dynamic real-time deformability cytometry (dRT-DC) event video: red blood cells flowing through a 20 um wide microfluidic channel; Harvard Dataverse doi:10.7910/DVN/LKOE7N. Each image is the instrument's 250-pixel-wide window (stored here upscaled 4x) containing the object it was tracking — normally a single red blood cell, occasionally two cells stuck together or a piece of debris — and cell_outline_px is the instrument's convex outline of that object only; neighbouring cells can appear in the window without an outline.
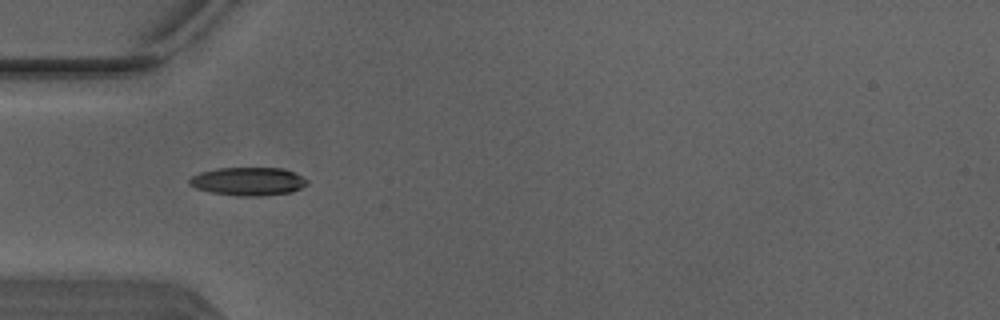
{"species": "Egyptian fruit bat (a non-hibernating species)", "species_latin": "Rousettus aegyptiacus", "temperature_condition": "warm", "stored_images_in_passage": 4, "camera_frame_rate_fps": 3000, "um_per_image_px": 0.085, "animal": {"sex": "male"}, "frame": {"image": 1, "passage_image": 4, "time_ms": 1.0, "image_size_px": [1000, 320], "cell_outline_px": [[308, 184], [292, 192], [260, 196], [240, 196], [212, 192], [196, 188], [188, 184], [188, 180], [192, 176], [200, 172], [216, 168], [284, 168], [308, 180]], "centroid_in_image_um": [21.08, 15.41], "position_along_channel_um": 63.9, "area_um2": 19.31}}